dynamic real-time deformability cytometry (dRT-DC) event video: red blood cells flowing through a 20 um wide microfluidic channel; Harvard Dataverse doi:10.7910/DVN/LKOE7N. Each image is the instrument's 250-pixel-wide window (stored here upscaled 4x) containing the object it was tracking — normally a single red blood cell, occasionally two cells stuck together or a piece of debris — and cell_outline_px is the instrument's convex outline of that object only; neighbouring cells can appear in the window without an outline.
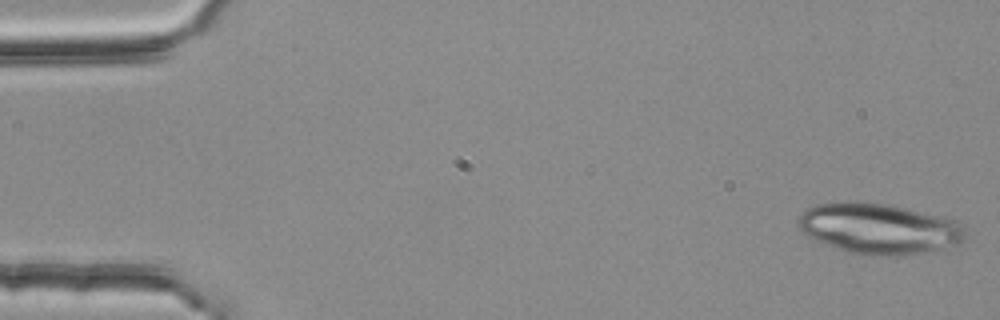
{"species": "common noctule bat (a hibernating species)", "species_latin": "Nyctalus noctula", "temperature_condition": "room temperature", "stored_images_in_passage": 21, "camera_frame_rate_fps": 3000, "um_per_image_px": 0.085, "animal": {"sex": "female", "body_mass_g": 25.1}, "frame": {"image": 1, "passage_image": 1, "time_ms": 0.0, "image_size_px": [1000, 320], "cell_outline_px": [[968, 232], [964, 240], [940, 252], [896, 256], [872, 256], [848, 252], [824, 244], [800, 232], [796, 224], [796, 220], [808, 208], [820, 204], [844, 200], [856, 200], [888, 204], [956, 220], [964, 224]], "centroid_in_image_um": [74.75, 19.45], "position_along_channel_um": 10.2, "area_um2": 50.46}}